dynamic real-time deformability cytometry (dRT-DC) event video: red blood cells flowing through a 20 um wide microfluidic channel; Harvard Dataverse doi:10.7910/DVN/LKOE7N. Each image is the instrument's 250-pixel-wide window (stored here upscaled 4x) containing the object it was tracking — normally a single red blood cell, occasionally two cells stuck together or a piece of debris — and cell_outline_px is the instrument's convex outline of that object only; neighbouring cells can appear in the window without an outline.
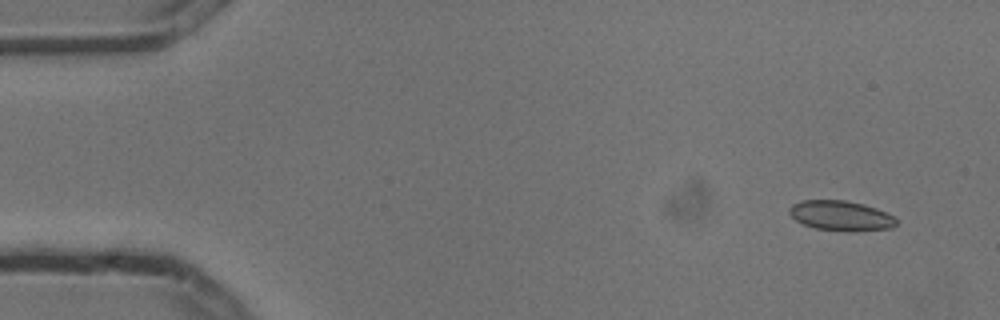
{"species": "common noctule bat (a hibernating species)", "species_latin": "Nyctalus noctula", "temperature_condition": "cold", "stored_images_in_passage": 4, "camera_frame_rate_fps": 3000, "um_per_image_px": 0.085, "animal": {"sex": "male", "body_mass_g": 13.3}, "frame": {"image": 1, "passage_image": 1, "time_ms": 0.0, "image_size_px": [1000, 320], "cell_outline_px": [[896, 224], [892, 228], [856, 232], [844, 232], [816, 228], [804, 224], [796, 220], [788, 212], [788, 208], [792, 204], [804, 200], [844, 200], [864, 204], [876, 208], [892, 216], [896, 220]], "centroid_in_image_um": [71.47, 18.35], "position_along_channel_um": 13.5, "area_um2": 18.79}}
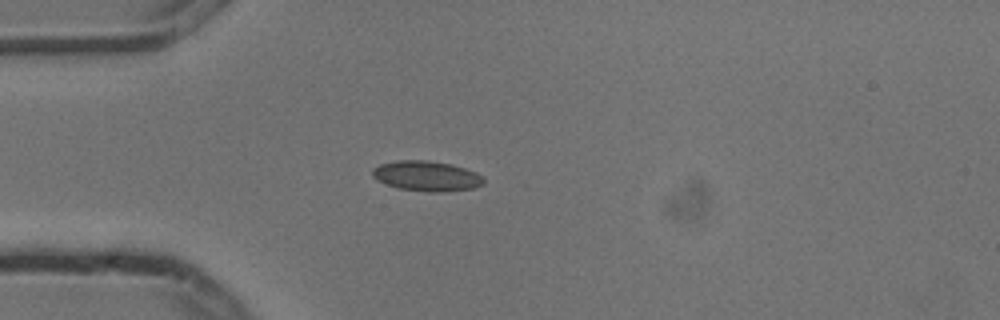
{"frame": {"image": 2, "passage_image": 4, "time_ms": 1.0, "image_size_px": [1000, 320], "cell_outline_px": [[484, 184], [476, 188], [440, 192], [428, 192], [400, 188], [376, 180], [372, 176], [372, 168], [380, 164], [396, 160], [428, 160], [452, 164], [476, 172], [484, 176]], "centroid_in_image_um": [36.29, 14.95], "position_along_channel_um": 48.7, "area_um2": 19.71}}